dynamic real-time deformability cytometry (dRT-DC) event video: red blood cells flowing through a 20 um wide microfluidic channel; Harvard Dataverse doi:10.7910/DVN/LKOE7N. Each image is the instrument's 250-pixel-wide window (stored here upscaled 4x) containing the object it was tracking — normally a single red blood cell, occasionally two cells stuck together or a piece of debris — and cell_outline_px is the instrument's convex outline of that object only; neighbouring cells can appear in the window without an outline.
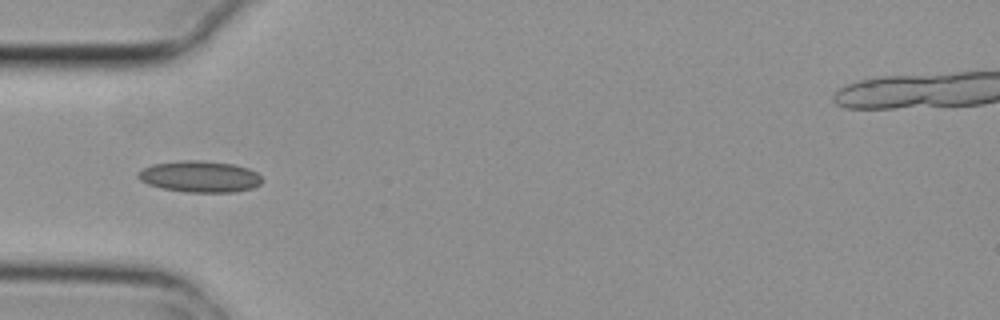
{"species": "common noctule bat (a hibernating species)", "species_latin": "Nyctalus noctula", "temperature_condition": "cold", "stored_images_in_passage": 4, "camera_frame_rate_fps": 3000, "um_per_image_px": 0.085, "animal": {"sex": "female", "body_mass_g": 29.2, "forearm_length_mm": 56.3}, "frame": {"image": 1, "passage_image": 4, "time_ms": 1.0, "image_size_px": [1000, 320], "cell_outline_px": [[260, 184], [252, 188], [236, 192], [184, 192], [164, 188], [148, 184], [140, 180], [136, 176], [136, 172], [152, 164], [180, 160], [204, 160], [232, 164], [248, 168], [256, 172], [260, 176]], "centroid_in_image_um": [16.95, 15.0], "position_along_channel_um": 68.0, "area_um2": 22.72}}